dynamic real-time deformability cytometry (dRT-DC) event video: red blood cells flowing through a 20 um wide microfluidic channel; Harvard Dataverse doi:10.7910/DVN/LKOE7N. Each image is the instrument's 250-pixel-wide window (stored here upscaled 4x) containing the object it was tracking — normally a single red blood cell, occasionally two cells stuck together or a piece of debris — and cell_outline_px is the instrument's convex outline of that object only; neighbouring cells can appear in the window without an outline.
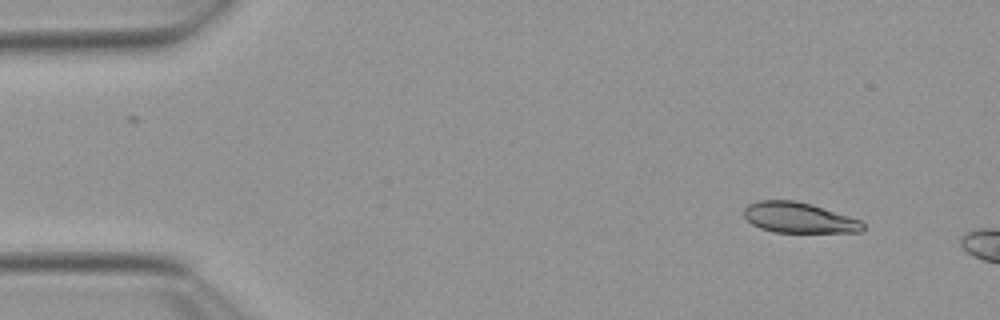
{"species": "Egyptian fruit bat (a non-hibernating species)", "species_latin": "Rousettus aegyptiacus", "temperature_condition": "warm", "stored_images_in_passage": 9, "camera_frame_rate_fps": 3000, "um_per_image_px": 0.085, "animal": {"sex": "female"}, "frame": {"image": 1, "passage_image": 4, "time_ms": 1.0, "image_size_px": [1000, 320], "cell_outline_px": [[864, 228], [860, 232], [772, 232], [760, 228], [752, 224], [744, 216], [744, 208], [748, 204], [756, 200], [796, 200], [812, 204], [860, 220], [864, 224]], "centroid_in_image_um": [67.87, 18.5], "position_along_channel_um": 17.1, "area_um2": 21.15}}